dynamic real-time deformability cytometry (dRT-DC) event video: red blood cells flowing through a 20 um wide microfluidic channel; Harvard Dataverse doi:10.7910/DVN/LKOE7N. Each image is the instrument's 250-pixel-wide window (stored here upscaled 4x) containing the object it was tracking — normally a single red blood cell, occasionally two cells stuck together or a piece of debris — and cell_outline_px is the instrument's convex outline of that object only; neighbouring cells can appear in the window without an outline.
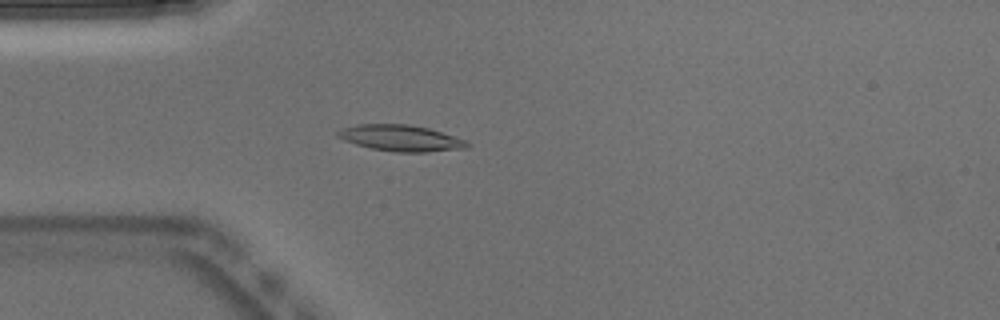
{"species": "Egyptian fruit bat (a non-hibernating species)", "species_latin": "Rousettus aegyptiacus", "temperature_condition": "warm", "stored_images_in_passage": 50, "camera_frame_rate_fps": 3000, "um_per_image_px": 0.085, "animal": {"sex": "male"}, "frame": {"image": 1, "passage_image": 13, "time_ms": 4.0, "image_size_px": [1000, 320], "cell_outline_px": [[472, 144], [468, 148], [424, 152], [396, 152], [372, 148], [356, 144], [344, 140], [336, 136], [336, 132], [344, 128], [356, 124], [408, 124], [428, 128], [464, 140]], "centroid_in_image_um": [34.06, 11.74], "position_along_channel_um": 50.9, "area_um2": 19.54}}
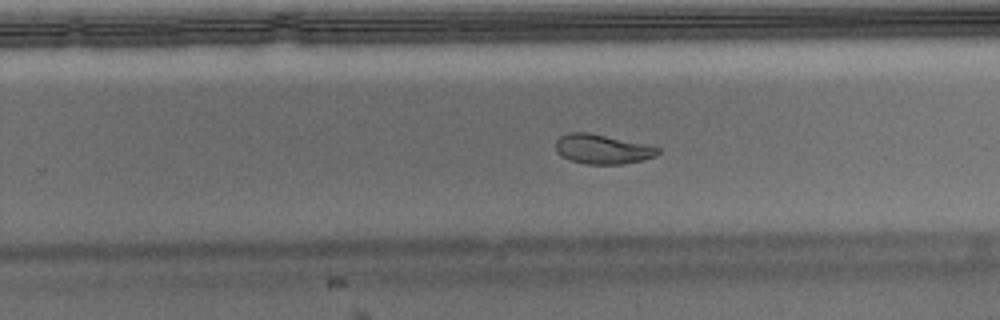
{"frame": {"image": 2, "passage_image": 31, "time_ms": 10.0, "image_size_px": [1000, 320], "cell_outline_px": [[660, 152], [656, 156], [624, 164], [588, 164], [568, 160], [560, 156], [556, 152], [556, 140], [560, 136], [568, 132], [588, 132], [652, 144], [660, 148]], "centroid_in_image_um": [51.22, 12.66], "position_along_channel_um": 278.6, "area_um2": 18.03}}
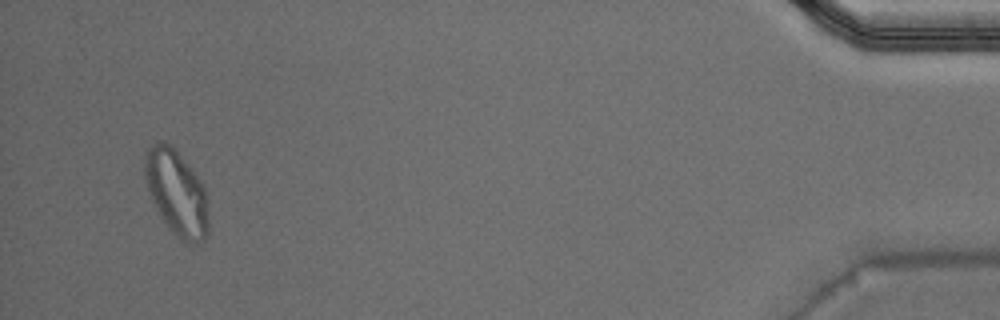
{"frame": {"image": 3, "passage_image": 48, "time_ms": 15.667, "image_size_px": [1000, 320], "cell_outline_px": [[208, 236], [200, 244], [184, 244], [168, 228], [160, 216], [148, 192], [144, 180], [144, 156], [148, 148], [152, 144], [160, 140], [164, 140], [184, 160], [200, 180], [208, 196]], "centroid_in_image_um": [15.01, 16.44], "position_along_channel_um": 420.2, "area_um2": 32.19}, "authors_computed_cell_mechanics": {"area_um2": 18.6694, "velocity_mm_per_s": 3.9136, "shape_relaxation_time_tau1_ms": 7.1172, "shape_relaxation_time_tau2_ms": 3.5462, "deformation_change_tau1": 0.2122, "deformation_change_tau2": 0.0718}}